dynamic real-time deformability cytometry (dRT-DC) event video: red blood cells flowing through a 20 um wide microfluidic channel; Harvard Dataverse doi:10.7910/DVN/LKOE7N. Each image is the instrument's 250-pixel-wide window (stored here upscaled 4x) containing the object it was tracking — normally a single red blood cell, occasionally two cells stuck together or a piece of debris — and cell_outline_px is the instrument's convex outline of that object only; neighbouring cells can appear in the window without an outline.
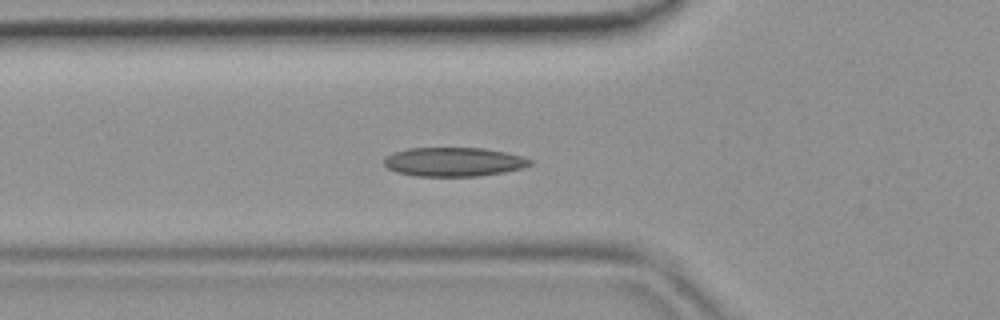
{"species": "common noctule bat (a hibernating species)", "species_latin": "Nyctalus noctula", "temperature_condition": "room temperature", "stored_images_in_passage": 48, "segment_of_instrument_passage": [1, 2], "camera_frame_rate_fps": 3000, "um_per_image_px": 0.085, "animal": {"sex": "female", "body_mass_g": 19.9}, "frame": {"image": 1, "passage_image": 16, "time_ms": 5.0, "image_size_px": [1000, 320], "cell_outline_px": [[532, 164], [524, 168], [504, 172], [480, 176], [416, 176], [396, 172], [388, 168], [384, 164], [384, 160], [392, 152], [408, 148], [484, 148], [504, 152], [520, 156], [532, 160]], "centroid_in_image_um": [38.57, 13.76], "position_along_channel_um": 87.2, "area_um2": 24.68}}
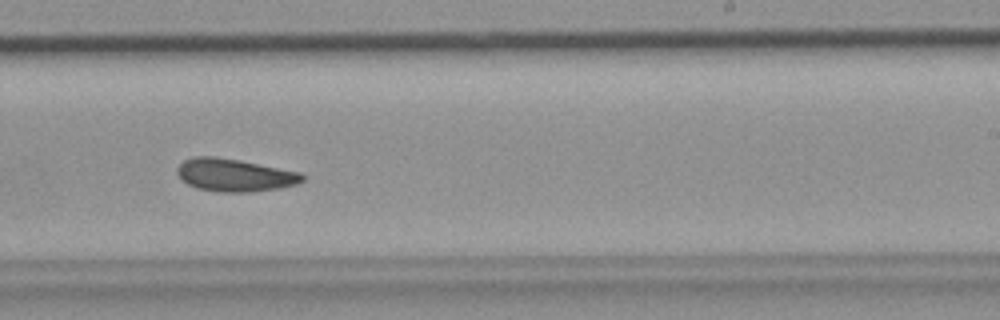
{"frame": {"image": 2, "passage_image": 29, "time_ms": 9.333, "image_size_px": [1000, 320], "cell_outline_px": [[304, 180], [296, 184], [280, 188], [248, 192], [220, 192], [196, 188], [180, 180], [176, 172], [176, 168], [184, 160], [196, 156], [216, 156], [240, 160], [300, 172], [304, 176]], "centroid_in_image_um": [19.9, 14.88], "position_along_channel_um": 269.1, "area_um2": 23.99}}
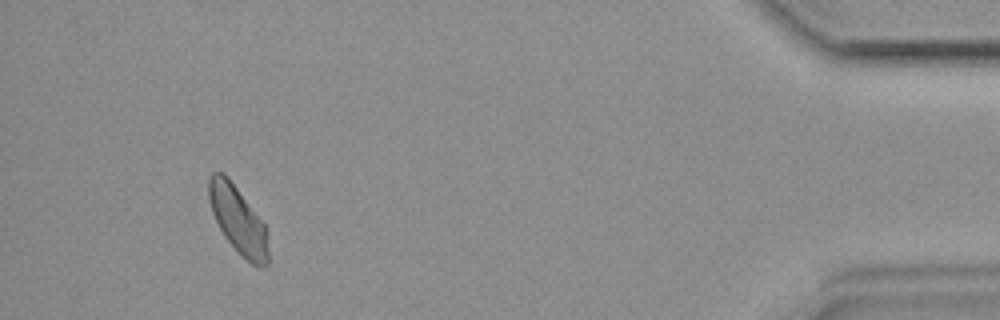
{"frame": {"image": 3, "passage_image": 44, "time_ms": 14.333, "image_size_px": [1000, 320], "cell_outline_px": [[268, 264], [264, 268], [256, 268], [224, 236], [212, 212], [208, 196], [208, 176], [212, 172], [224, 172], [228, 176], [264, 224], [268, 252]], "centroid_in_image_um": [20.21, 18.66], "position_along_channel_um": 415.0, "area_um2": 22.89}}